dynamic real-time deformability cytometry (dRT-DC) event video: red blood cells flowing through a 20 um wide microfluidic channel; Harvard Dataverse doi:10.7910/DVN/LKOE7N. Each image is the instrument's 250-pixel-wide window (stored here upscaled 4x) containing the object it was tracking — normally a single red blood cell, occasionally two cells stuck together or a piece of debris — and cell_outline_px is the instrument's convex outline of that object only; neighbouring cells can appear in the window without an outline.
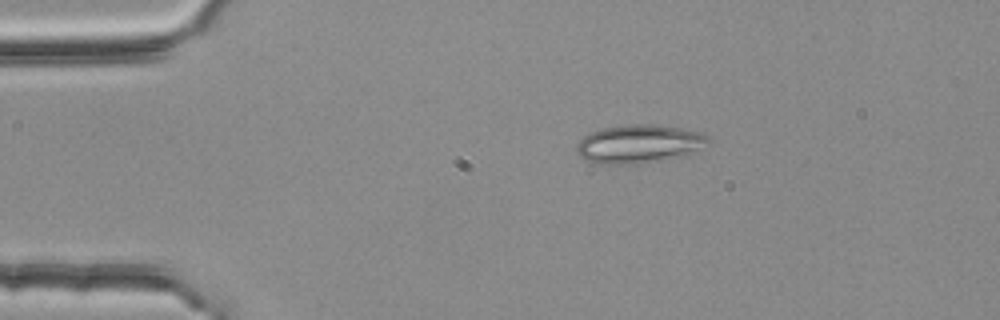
{"species": "common noctule bat (a hibernating species)", "species_latin": "Nyctalus noctula", "temperature_condition": "room temperature", "stored_images_in_passage": 5, "camera_frame_rate_fps": 3000, "um_per_image_px": 0.085, "animal": {"sex": "female", "body_mass_g": 25.1}, "frame": {"image": 1, "passage_image": 3, "time_ms": 0.667, "image_size_px": [1000, 320], "cell_outline_px": [[712, 140], [688, 156], [636, 164], [596, 164], [580, 156], [576, 152], [576, 144], [584, 136], [592, 132], [604, 128], [628, 124], [656, 124], [680, 128], [696, 132], [708, 136]], "centroid_in_image_um": [54.32, 12.24], "position_along_channel_um": 30.7, "area_um2": 29.59}}